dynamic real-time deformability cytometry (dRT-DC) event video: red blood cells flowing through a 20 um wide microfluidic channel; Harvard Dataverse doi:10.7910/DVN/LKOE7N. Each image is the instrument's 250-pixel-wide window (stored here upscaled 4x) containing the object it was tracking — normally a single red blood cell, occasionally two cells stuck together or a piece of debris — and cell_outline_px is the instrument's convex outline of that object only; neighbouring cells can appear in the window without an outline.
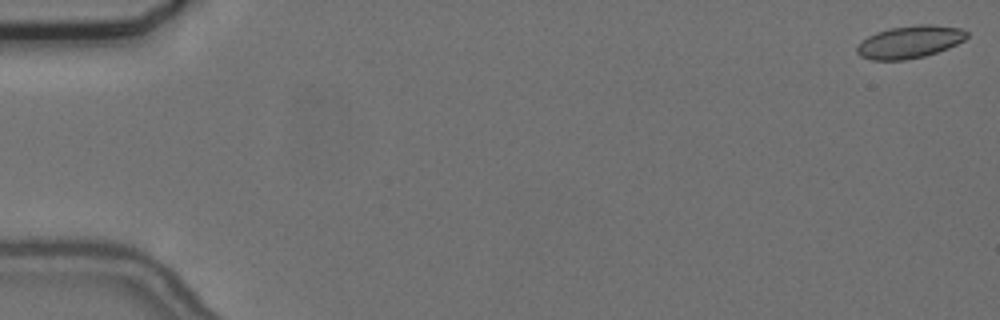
{"species": "common noctule bat (a hibernating species)", "species_latin": "Nyctalus noctula", "temperature_condition": "cold", "stored_images_in_passage": 57, "camera_frame_rate_fps": 3000, "um_per_image_px": 0.085, "animal": {"sex": "female", "body_mass_g": 24.6, "forearm_length_mm": 56.2}, "frame": {"image": 1, "passage_image": 1, "time_ms": 0.0, "image_size_px": [1000, 320], "cell_outline_px": [[968, 36], [964, 40], [948, 48], [924, 56], [904, 60], [872, 60], [860, 56], [856, 52], [856, 48], [868, 36], [876, 32], [888, 28], [920, 24], [932, 24], [960, 28], [968, 32]], "centroid_in_image_um": [77.33, 3.56], "position_along_channel_um": 7.7, "area_um2": 20.75}}
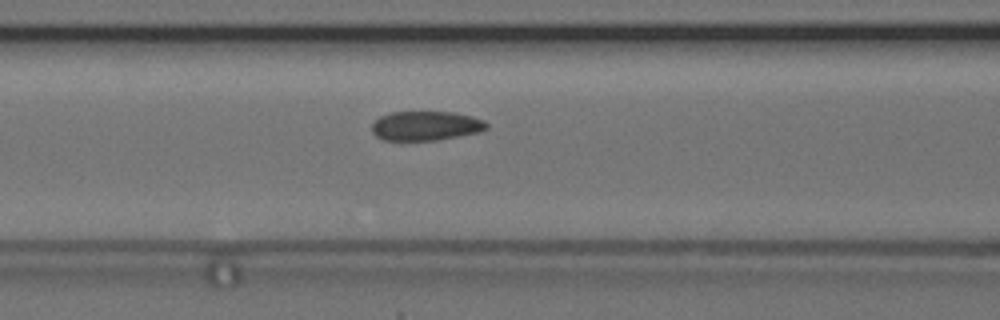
{"frame": {"image": 2, "passage_image": 24, "time_ms": 7.667, "image_size_px": [1000, 320], "cell_outline_px": [[488, 128], [480, 132], [436, 140], [384, 140], [376, 136], [372, 132], [372, 124], [380, 116], [392, 112], [456, 112], [472, 116], [484, 120], [488, 124]], "centroid_in_image_um": [36.22, 10.69], "position_along_channel_um": 130.4, "area_um2": 19.65}}
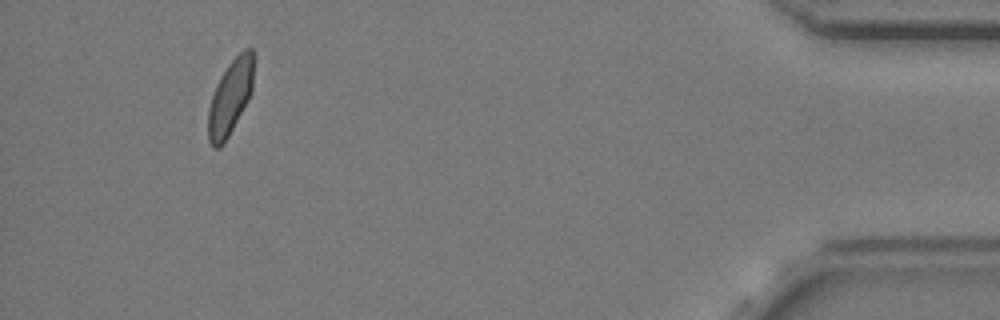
{"frame": {"image": 3, "passage_image": 53, "time_ms": 17.333, "image_size_px": [1000, 320], "cell_outline_px": [[252, 92], [248, 100], [224, 144], [220, 148], [212, 148], [208, 140], [208, 108], [216, 84], [228, 64], [244, 48], [252, 48]], "centroid_in_image_um": [19.54, 8.32], "position_along_channel_um": 415.7, "area_um2": 19.65}, "authors_computed_cell_mechanics": {"area_um2": 20.4612, "velocity_mm_per_s": 3.6528, "shape_relaxation_time_tau1_ms": null, "shape_relaxation_time_tau2_ms": 1.1099, "deformation_change_tau1": null, "deformation_change_tau2": 0.057}}